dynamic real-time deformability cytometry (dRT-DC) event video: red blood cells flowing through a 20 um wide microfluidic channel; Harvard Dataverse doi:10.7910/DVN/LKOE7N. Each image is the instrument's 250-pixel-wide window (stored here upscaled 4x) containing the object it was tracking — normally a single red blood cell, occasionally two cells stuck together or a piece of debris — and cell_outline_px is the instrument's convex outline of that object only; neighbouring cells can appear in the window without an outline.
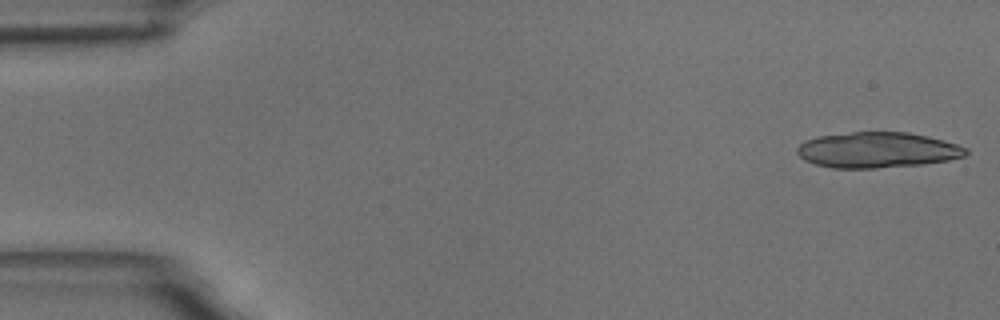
{"species": "common noctule bat (a hibernating species)", "species_latin": "Nyctalus noctula", "temperature_condition": "room temperature", "stored_images_in_passage": 18, "camera_frame_rate_fps": 3000, "um_per_image_px": 0.085, "animal": {"sex": "male", "body_mass_g": 18.8}, "frame": {"image": 1, "passage_image": 1, "time_ms": 0.0, "image_size_px": [1000, 320], "cell_outline_px": [[968, 152], [964, 156], [948, 160], [920, 164], [876, 168], [832, 168], [816, 164], [804, 160], [796, 152], [796, 148], [804, 140], [820, 136], [852, 132], [908, 132], [928, 136], [944, 140], [968, 148]], "centroid_in_image_um": [74.56, 12.75], "position_along_channel_um": 10.4, "area_um2": 34.97}}